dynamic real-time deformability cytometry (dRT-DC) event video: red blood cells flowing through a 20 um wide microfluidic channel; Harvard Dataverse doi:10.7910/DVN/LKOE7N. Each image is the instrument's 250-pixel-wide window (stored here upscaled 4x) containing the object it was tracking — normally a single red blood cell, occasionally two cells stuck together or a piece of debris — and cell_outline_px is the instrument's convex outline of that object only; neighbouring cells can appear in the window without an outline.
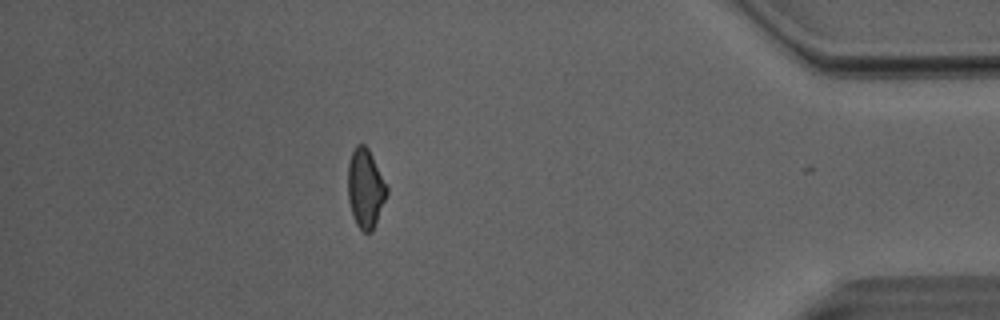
{"species": "Egyptian fruit bat (a non-hibernating species)", "species_latin": "Rousettus aegyptiacus", "temperature_condition": "room temperature", "stored_images_in_passage": 46, "camera_frame_rate_fps": 3000, "um_per_image_px": 0.085, "animal": {"sex": "male"}, "frame": {"image": 1, "passage_image": 45, "time_ms": 14.667, "image_size_px": [1000, 320], "cell_outline_px": [[388, 192], [372, 232], [364, 232], [356, 224], [352, 216], [348, 200], [348, 164], [352, 152], [356, 144], [364, 144], [368, 148], [388, 188]], "centroid_in_image_um": [31.04, 16.02], "position_along_channel_um": 404.2, "area_um2": 17.8}, "authors_computed_cell_mechanics": {"area_um2": 19.4208, "velocity_mm_per_s": 4.0609, "shape_relaxation_time_tau1_ms": 11.1652, "shape_relaxation_time_tau2_ms": 1.698, "deformation_change_tau1": 0.1951, "deformation_change_tau2": 0.0747}}